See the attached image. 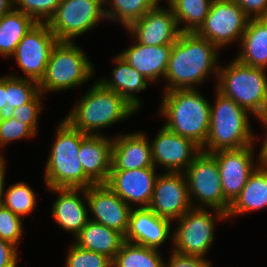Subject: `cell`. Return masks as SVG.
I'll return each mask as SVG.
<instances>
[{
    "mask_svg": "<svg viewBox=\"0 0 267 267\" xmlns=\"http://www.w3.org/2000/svg\"><path fill=\"white\" fill-rule=\"evenodd\" d=\"M219 49L196 32H181L172 45L162 92L197 89L213 75L217 80ZM219 64V65H218Z\"/></svg>",
    "mask_w": 267,
    "mask_h": 267,
    "instance_id": "obj_1",
    "label": "cell"
},
{
    "mask_svg": "<svg viewBox=\"0 0 267 267\" xmlns=\"http://www.w3.org/2000/svg\"><path fill=\"white\" fill-rule=\"evenodd\" d=\"M162 94L159 113L166 119L164 126L202 149L209 134L211 102L197 89H176Z\"/></svg>",
    "mask_w": 267,
    "mask_h": 267,
    "instance_id": "obj_2",
    "label": "cell"
},
{
    "mask_svg": "<svg viewBox=\"0 0 267 267\" xmlns=\"http://www.w3.org/2000/svg\"><path fill=\"white\" fill-rule=\"evenodd\" d=\"M64 118L86 135H104L99 130L131 118L137 110L121 95L95 81Z\"/></svg>",
    "mask_w": 267,
    "mask_h": 267,
    "instance_id": "obj_3",
    "label": "cell"
},
{
    "mask_svg": "<svg viewBox=\"0 0 267 267\" xmlns=\"http://www.w3.org/2000/svg\"><path fill=\"white\" fill-rule=\"evenodd\" d=\"M85 136L65 119L58 123L44 169L46 188H89L94 185L85 175L79 159L80 143Z\"/></svg>",
    "mask_w": 267,
    "mask_h": 267,
    "instance_id": "obj_4",
    "label": "cell"
},
{
    "mask_svg": "<svg viewBox=\"0 0 267 267\" xmlns=\"http://www.w3.org/2000/svg\"><path fill=\"white\" fill-rule=\"evenodd\" d=\"M267 70L252 67L234 58L220 64L215 89L233 99L259 121L267 120Z\"/></svg>",
    "mask_w": 267,
    "mask_h": 267,
    "instance_id": "obj_5",
    "label": "cell"
},
{
    "mask_svg": "<svg viewBox=\"0 0 267 267\" xmlns=\"http://www.w3.org/2000/svg\"><path fill=\"white\" fill-rule=\"evenodd\" d=\"M214 96V104L210 105L209 134L201 151L213 153L254 145L256 135L250 125V113L217 90Z\"/></svg>",
    "mask_w": 267,
    "mask_h": 267,
    "instance_id": "obj_6",
    "label": "cell"
},
{
    "mask_svg": "<svg viewBox=\"0 0 267 267\" xmlns=\"http://www.w3.org/2000/svg\"><path fill=\"white\" fill-rule=\"evenodd\" d=\"M94 69L91 60L75 41H58L38 83L39 91L44 95L79 87L91 81Z\"/></svg>",
    "mask_w": 267,
    "mask_h": 267,
    "instance_id": "obj_7",
    "label": "cell"
},
{
    "mask_svg": "<svg viewBox=\"0 0 267 267\" xmlns=\"http://www.w3.org/2000/svg\"><path fill=\"white\" fill-rule=\"evenodd\" d=\"M212 211V212H211ZM228 220L227 214L213 208H191L178 220L172 232V250L184 255L206 258L214 243V231L217 224Z\"/></svg>",
    "mask_w": 267,
    "mask_h": 267,
    "instance_id": "obj_8",
    "label": "cell"
},
{
    "mask_svg": "<svg viewBox=\"0 0 267 267\" xmlns=\"http://www.w3.org/2000/svg\"><path fill=\"white\" fill-rule=\"evenodd\" d=\"M184 174L194 208L209 207L228 213L231 204L224 198L218 164L211 153L201 151Z\"/></svg>",
    "mask_w": 267,
    "mask_h": 267,
    "instance_id": "obj_9",
    "label": "cell"
},
{
    "mask_svg": "<svg viewBox=\"0 0 267 267\" xmlns=\"http://www.w3.org/2000/svg\"><path fill=\"white\" fill-rule=\"evenodd\" d=\"M104 7V0H61L47 24L58 41L74 42L107 20Z\"/></svg>",
    "mask_w": 267,
    "mask_h": 267,
    "instance_id": "obj_10",
    "label": "cell"
},
{
    "mask_svg": "<svg viewBox=\"0 0 267 267\" xmlns=\"http://www.w3.org/2000/svg\"><path fill=\"white\" fill-rule=\"evenodd\" d=\"M57 42L58 39L47 23H36L19 42L11 56L25 75L19 76L14 73L9 75L39 83L45 74L51 51Z\"/></svg>",
    "mask_w": 267,
    "mask_h": 267,
    "instance_id": "obj_11",
    "label": "cell"
},
{
    "mask_svg": "<svg viewBox=\"0 0 267 267\" xmlns=\"http://www.w3.org/2000/svg\"><path fill=\"white\" fill-rule=\"evenodd\" d=\"M249 17L233 0H213L205 22L196 32L219 49L240 43Z\"/></svg>",
    "mask_w": 267,
    "mask_h": 267,
    "instance_id": "obj_12",
    "label": "cell"
},
{
    "mask_svg": "<svg viewBox=\"0 0 267 267\" xmlns=\"http://www.w3.org/2000/svg\"><path fill=\"white\" fill-rule=\"evenodd\" d=\"M253 146L250 145L241 149L218 150L211 153L218 164L224 198L230 204L240 195L249 176L260 165L259 154L254 160L256 155H254L255 149Z\"/></svg>",
    "mask_w": 267,
    "mask_h": 267,
    "instance_id": "obj_13",
    "label": "cell"
},
{
    "mask_svg": "<svg viewBox=\"0 0 267 267\" xmlns=\"http://www.w3.org/2000/svg\"><path fill=\"white\" fill-rule=\"evenodd\" d=\"M148 208L159 217L171 222L178 220L193 208L185 174L160 173L155 181Z\"/></svg>",
    "mask_w": 267,
    "mask_h": 267,
    "instance_id": "obj_14",
    "label": "cell"
},
{
    "mask_svg": "<svg viewBox=\"0 0 267 267\" xmlns=\"http://www.w3.org/2000/svg\"><path fill=\"white\" fill-rule=\"evenodd\" d=\"M154 167L157 165L170 173H184L201 148L192 140L180 136L164 125L150 141Z\"/></svg>",
    "mask_w": 267,
    "mask_h": 267,
    "instance_id": "obj_15",
    "label": "cell"
},
{
    "mask_svg": "<svg viewBox=\"0 0 267 267\" xmlns=\"http://www.w3.org/2000/svg\"><path fill=\"white\" fill-rule=\"evenodd\" d=\"M167 7L160 5L147 11L126 28L127 33L137 43L146 46L173 45L181 31L172 9L168 5Z\"/></svg>",
    "mask_w": 267,
    "mask_h": 267,
    "instance_id": "obj_16",
    "label": "cell"
},
{
    "mask_svg": "<svg viewBox=\"0 0 267 267\" xmlns=\"http://www.w3.org/2000/svg\"><path fill=\"white\" fill-rule=\"evenodd\" d=\"M156 169L152 166L135 170H111L105 184L132 208L135 204L136 208L148 207L155 181L160 174Z\"/></svg>",
    "mask_w": 267,
    "mask_h": 267,
    "instance_id": "obj_17",
    "label": "cell"
},
{
    "mask_svg": "<svg viewBox=\"0 0 267 267\" xmlns=\"http://www.w3.org/2000/svg\"><path fill=\"white\" fill-rule=\"evenodd\" d=\"M89 220L126 234L132 207L120 199L106 184L86 188ZM94 217V218H93Z\"/></svg>",
    "mask_w": 267,
    "mask_h": 267,
    "instance_id": "obj_18",
    "label": "cell"
},
{
    "mask_svg": "<svg viewBox=\"0 0 267 267\" xmlns=\"http://www.w3.org/2000/svg\"><path fill=\"white\" fill-rule=\"evenodd\" d=\"M58 196L51 208V215L65 232L74 238L89 221L86 188H48ZM82 195V196H80Z\"/></svg>",
    "mask_w": 267,
    "mask_h": 267,
    "instance_id": "obj_19",
    "label": "cell"
},
{
    "mask_svg": "<svg viewBox=\"0 0 267 267\" xmlns=\"http://www.w3.org/2000/svg\"><path fill=\"white\" fill-rule=\"evenodd\" d=\"M171 227L170 220L159 217L148 207L132 208L124 239L128 242L160 249V246L168 238L169 240L171 238L172 242Z\"/></svg>",
    "mask_w": 267,
    "mask_h": 267,
    "instance_id": "obj_20",
    "label": "cell"
},
{
    "mask_svg": "<svg viewBox=\"0 0 267 267\" xmlns=\"http://www.w3.org/2000/svg\"><path fill=\"white\" fill-rule=\"evenodd\" d=\"M154 166L150 141L145 132L112 137L111 170H135Z\"/></svg>",
    "mask_w": 267,
    "mask_h": 267,
    "instance_id": "obj_21",
    "label": "cell"
},
{
    "mask_svg": "<svg viewBox=\"0 0 267 267\" xmlns=\"http://www.w3.org/2000/svg\"><path fill=\"white\" fill-rule=\"evenodd\" d=\"M79 159L85 175L94 184H105L111 171L112 137L86 135L80 143Z\"/></svg>",
    "mask_w": 267,
    "mask_h": 267,
    "instance_id": "obj_22",
    "label": "cell"
},
{
    "mask_svg": "<svg viewBox=\"0 0 267 267\" xmlns=\"http://www.w3.org/2000/svg\"><path fill=\"white\" fill-rule=\"evenodd\" d=\"M134 42L120 51L119 55L151 83L161 79L160 77L164 79L172 45L146 46Z\"/></svg>",
    "mask_w": 267,
    "mask_h": 267,
    "instance_id": "obj_23",
    "label": "cell"
},
{
    "mask_svg": "<svg viewBox=\"0 0 267 267\" xmlns=\"http://www.w3.org/2000/svg\"><path fill=\"white\" fill-rule=\"evenodd\" d=\"M115 67L112 69V77H104L97 81L105 88L115 91L121 95L137 111L141 107V99L136 94L147 89L151 82L136 69H134L118 53L112 60Z\"/></svg>",
    "mask_w": 267,
    "mask_h": 267,
    "instance_id": "obj_24",
    "label": "cell"
},
{
    "mask_svg": "<svg viewBox=\"0 0 267 267\" xmlns=\"http://www.w3.org/2000/svg\"><path fill=\"white\" fill-rule=\"evenodd\" d=\"M235 57L243 64L267 68V18H249Z\"/></svg>",
    "mask_w": 267,
    "mask_h": 267,
    "instance_id": "obj_25",
    "label": "cell"
},
{
    "mask_svg": "<svg viewBox=\"0 0 267 267\" xmlns=\"http://www.w3.org/2000/svg\"><path fill=\"white\" fill-rule=\"evenodd\" d=\"M73 241L78 247L104 254L114 259L124 243V235L117 230L89 220Z\"/></svg>",
    "mask_w": 267,
    "mask_h": 267,
    "instance_id": "obj_26",
    "label": "cell"
},
{
    "mask_svg": "<svg viewBox=\"0 0 267 267\" xmlns=\"http://www.w3.org/2000/svg\"><path fill=\"white\" fill-rule=\"evenodd\" d=\"M267 207V170L258 168L249 176L240 195L230 205L227 218L265 209Z\"/></svg>",
    "mask_w": 267,
    "mask_h": 267,
    "instance_id": "obj_27",
    "label": "cell"
},
{
    "mask_svg": "<svg viewBox=\"0 0 267 267\" xmlns=\"http://www.w3.org/2000/svg\"><path fill=\"white\" fill-rule=\"evenodd\" d=\"M36 23L31 16L16 9L0 16V55L10 58L19 42Z\"/></svg>",
    "mask_w": 267,
    "mask_h": 267,
    "instance_id": "obj_28",
    "label": "cell"
},
{
    "mask_svg": "<svg viewBox=\"0 0 267 267\" xmlns=\"http://www.w3.org/2000/svg\"><path fill=\"white\" fill-rule=\"evenodd\" d=\"M165 1L172 9L181 32H197L205 22L213 0Z\"/></svg>",
    "mask_w": 267,
    "mask_h": 267,
    "instance_id": "obj_29",
    "label": "cell"
},
{
    "mask_svg": "<svg viewBox=\"0 0 267 267\" xmlns=\"http://www.w3.org/2000/svg\"><path fill=\"white\" fill-rule=\"evenodd\" d=\"M162 0H104L107 21L122 24L126 29L133 21L140 19L147 11L160 6Z\"/></svg>",
    "mask_w": 267,
    "mask_h": 267,
    "instance_id": "obj_30",
    "label": "cell"
},
{
    "mask_svg": "<svg viewBox=\"0 0 267 267\" xmlns=\"http://www.w3.org/2000/svg\"><path fill=\"white\" fill-rule=\"evenodd\" d=\"M163 259L159 249L124 241L112 267H165Z\"/></svg>",
    "mask_w": 267,
    "mask_h": 267,
    "instance_id": "obj_31",
    "label": "cell"
},
{
    "mask_svg": "<svg viewBox=\"0 0 267 267\" xmlns=\"http://www.w3.org/2000/svg\"><path fill=\"white\" fill-rule=\"evenodd\" d=\"M5 190L2 204L21 218L33 213L35 207H38L37 196L26 182L11 184Z\"/></svg>",
    "mask_w": 267,
    "mask_h": 267,
    "instance_id": "obj_32",
    "label": "cell"
},
{
    "mask_svg": "<svg viewBox=\"0 0 267 267\" xmlns=\"http://www.w3.org/2000/svg\"><path fill=\"white\" fill-rule=\"evenodd\" d=\"M39 92L38 82L6 75L7 113L21 104L30 102Z\"/></svg>",
    "mask_w": 267,
    "mask_h": 267,
    "instance_id": "obj_33",
    "label": "cell"
},
{
    "mask_svg": "<svg viewBox=\"0 0 267 267\" xmlns=\"http://www.w3.org/2000/svg\"><path fill=\"white\" fill-rule=\"evenodd\" d=\"M70 245L65 267H112V259L106 255L82 249L73 242Z\"/></svg>",
    "mask_w": 267,
    "mask_h": 267,
    "instance_id": "obj_34",
    "label": "cell"
},
{
    "mask_svg": "<svg viewBox=\"0 0 267 267\" xmlns=\"http://www.w3.org/2000/svg\"><path fill=\"white\" fill-rule=\"evenodd\" d=\"M35 135L38 134L26 123H21L8 114L0 115V150L5 149L9 143L33 138ZM0 153L2 154L1 151Z\"/></svg>",
    "mask_w": 267,
    "mask_h": 267,
    "instance_id": "obj_35",
    "label": "cell"
},
{
    "mask_svg": "<svg viewBox=\"0 0 267 267\" xmlns=\"http://www.w3.org/2000/svg\"><path fill=\"white\" fill-rule=\"evenodd\" d=\"M61 0H14V9L31 16L37 23H47Z\"/></svg>",
    "mask_w": 267,
    "mask_h": 267,
    "instance_id": "obj_36",
    "label": "cell"
},
{
    "mask_svg": "<svg viewBox=\"0 0 267 267\" xmlns=\"http://www.w3.org/2000/svg\"><path fill=\"white\" fill-rule=\"evenodd\" d=\"M23 218L12 213L3 204L0 205V238L19 247L24 234ZM19 243V244H18Z\"/></svg>",
    "mask_w": 267,
    "mask_h": 267,
    "instance_id": "obj_37",
    "label": "cell"
},
{
    "mask_svg": "<svg viewBox=\"0 0 267 267\" xmlns=\"http://www.w3.org/2000/svg\"><path fill=\"white\" fill-rule=\"evenodd\" d=\"M42 96L43 94L39 92L30 102L11 109L7 114L21 123H26L37 134L39 115L43 107Z\"/></svg>",
    "mask_w": 267,
    "mask_h": 267,
    "instance_id": "obj_38",
    "label": "cell"
},
{
    "mask_svg": "<svg viewBox=\"0 0 267 267\" xmlns=\"http://www.w3.org/2000/svg\"><path fill=\"white\" fill-rule=\"evenodd\" d=\"M170 257L165 267H212L211 261L204 257L184 255L174 250L170 251Z\"/></svg>",
    "mask_w": 267,
    "mask_h": 267,
    "instance_id": "obj_39",
    "label": "cell"
},
{
    "mask_svg": "<svg viewBox=\"0 0 267 267\" xmlns=\"http://www.w3.org/2000/svg\"><path fill=\"white\" fill-rule=\"evenodd\" d=\"M249 18H267V0H233Z\"/></svg>",
    "mask_w": 267,
    "mask_h": 267,
    "instance_id": "obj_40",
    "label": "cell"
},
{
    "mask_svg": "<svg viewBox=\"0 0 267 267\" xmlns=\"http://www.w3.org/2000/svg\"><path fill=\"white\" fill-rule=\"evenodd\" d=\"M18 252L17 246L0 238V267H17Z\"/></svg>",
    "mask_w": 267,
    "mask_h": 267,
    "instance_id": "obj_41",
    "label": "cell"
},
{
    "mask_svg": "<svg viewBox=\"0 0 267 267\" xmlns=\"http://www.w3.org/2000/svg\"><path fill=\"white\" fill-rule=\"evenodd\" d=\"M265 131L267 130V120L260 121ZM266 137L263 138L264 142L261 145V148L259 149V160H260V166L267 170V132L265 133Z\"/></svg>",
    "mask_w": 267,
    "mask_h": 267,
    "instance_id": "obj_42",
    "label": "cell"
},
{
    "mask_svg": "<svg viewBox=\"0 0 267 267\" xmlns=\"http://www.w3.org/2000/svg\"><path fill=\"white\" fill-rule=\"evenodd\" d=\"M7 114L6 75L0 76V115Z\"/></svg>",
    "mask_w": 267,
    "mask_h": 267,
    "instance_id": "obj_43",
    "label": "cell"
},
{
    "mask_svg": "<svg viewBox=\"0 0 267 267\" xmlns=\"http://www.w3.org/2000/svg\"><path fill=\"white\" fill-rule=\"evenodd\" d=\"M5 174H6V159L3 157L0 158V205L3 202L4 196V187H5Z\"/></svg>",
    "mask_w": 267,
    "mask_h": 267,
    "instance_id": "obj_44",
    "label": "cell"
},
{
    "mask_svg": "<svg viewBox=\"0 0 267 267\" xmlns=\"http://www.w3.org/2000/svg\"><path fill=\"white\" fill-rule=\"evenodd\" d=\"M14 9V0H0V16L11 12Z\"/></svg>",
    "mask_w": 267,
    "mask_h": 267,
    "instance_id": "obj_45",
    "label": "cell"
}]
</instances>
